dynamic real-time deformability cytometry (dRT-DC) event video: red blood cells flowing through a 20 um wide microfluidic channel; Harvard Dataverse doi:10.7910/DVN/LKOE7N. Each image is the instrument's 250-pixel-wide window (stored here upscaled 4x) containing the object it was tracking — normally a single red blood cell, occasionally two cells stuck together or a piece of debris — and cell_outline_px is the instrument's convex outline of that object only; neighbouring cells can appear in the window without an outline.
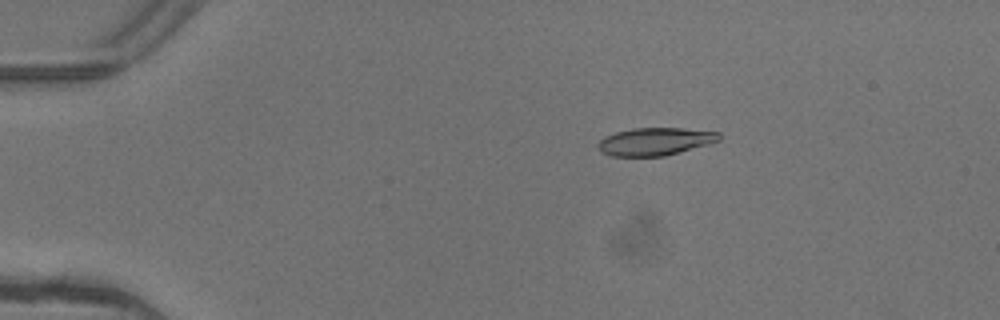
{"species": "common noctule bat (a hibernating species)", "species_latin": "Nyctalus noctula", "temperature_condition": "warm", "stored_images_in_passage": 4, "camera_frame_rate_fps": 3000, "um_per_image_px": 0.085, "animal": {"sex": "female"}, "frame": {"image": 1, "passage_image": 2, "time_ms": 0.333, "image_size_px": [1000, 320], "cell_outline_px": [[720, 140], [708, 144], [680, 152], [664, 156], [612, 156], [604, 152], [596, 144], [604, 136], [616, 132], [632, 128], [684, 128], [720, 132]], "centroid_in_image_um": [55.7, 12.02], "position_along_channel_um": 29.3, "area_um2": 19.48}}